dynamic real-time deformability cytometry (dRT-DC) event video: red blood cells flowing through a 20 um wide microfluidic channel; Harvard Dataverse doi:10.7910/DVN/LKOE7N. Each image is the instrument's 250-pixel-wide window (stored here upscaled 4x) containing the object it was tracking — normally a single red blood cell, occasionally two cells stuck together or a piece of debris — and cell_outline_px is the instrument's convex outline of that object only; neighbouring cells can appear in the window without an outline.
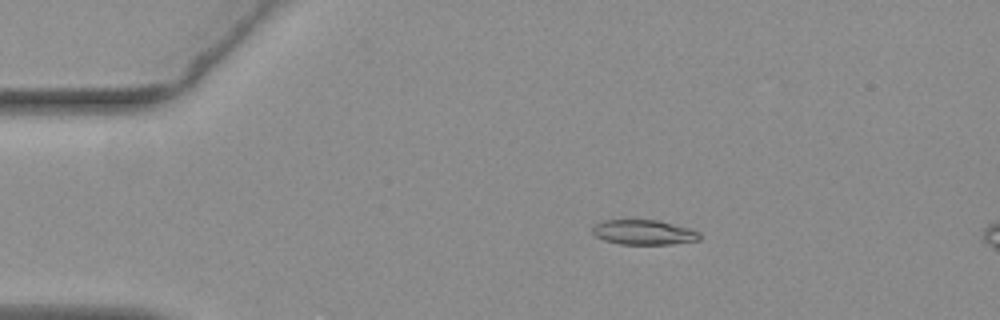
{"species": "common noctule bat (a hibernating species)", "species_latin": "Nyctalus noctula", "temperature_condition": "warm", "stored_images_in_passage": 10, "camera_frame_rate_fps": 3000, "um_per_image_px": 0.085, "animal": {"sex": "female", "body_mass_g": 19.3, "forearm_length_mm": 54.1}, "frame": {"image": 1, "passage_image": 5, "time_ms": 1.333, "image_size_px": [1000, 320], "cell_outline_px": [[700, 240], [672, 244], [620, 244], [604, 240], [596, 236], [592, 232], [592, 228], [596, 224], [604, 220], [656, 220], [692, 228], [700, 232]], "centroid_in_image_um": [54.76, 19.75], "position_along_channel_um": 30.2, "area_um2": 15.55}}